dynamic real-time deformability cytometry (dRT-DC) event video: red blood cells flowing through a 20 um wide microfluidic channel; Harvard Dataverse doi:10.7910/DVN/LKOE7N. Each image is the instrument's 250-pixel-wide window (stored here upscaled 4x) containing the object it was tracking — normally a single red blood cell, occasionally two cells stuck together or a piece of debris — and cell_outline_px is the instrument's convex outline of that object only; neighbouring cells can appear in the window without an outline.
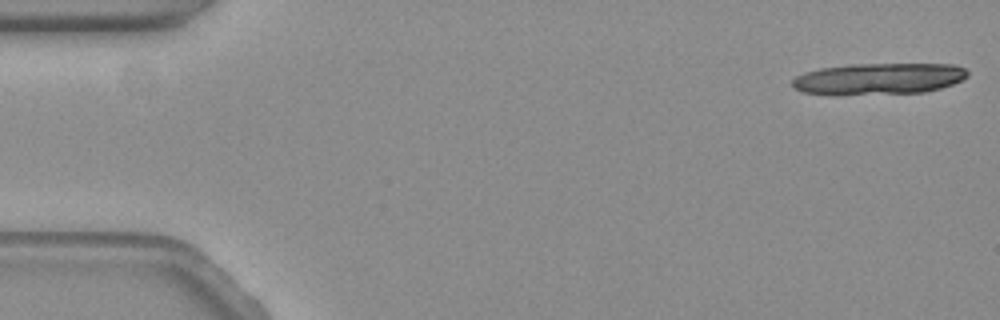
{"species": "common noctule bat (a hibernating species)", "species_latin": "Nyctalus noctula", "temperature_condition": "warm", "stored_images_in_passage": 5, "camera_frame_rate_fps": 3000, "um_per_image_px": 0.085, "animal": {"sex": "female", "body_mass_g": 19.3, "forearm_length_mm": 54.1}, "frame": {"image": 1, "passage_image": 1, "time_ms": 0.0, "image_size_px": [1000, 320], "cell_outline_px": [[968, 76], [952, 84], [940, 88], [924, 92], [804, 92], [796, 88], [792, 84], [792, 80], [796, 76], [804, 72], [820, 68], [852, 64], [952, 64], [964, 68], [968, 72]], "centroid_in_image_um": [74.77, 6.64], "position_along_channel_um": 10.2, "area_um2": 30.69}}